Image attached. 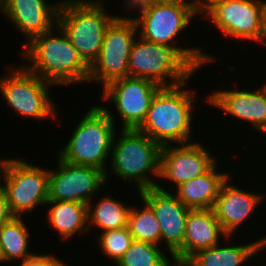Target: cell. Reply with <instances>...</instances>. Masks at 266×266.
Returning <instances> with one entry per match:
<instances>
[{
	"label": "cell",
	"instance_id": "obj_1",
	"mask_svg": "<svg viewBox=\"0 0 266 266\" xmlns=\"http://www.w3.org/2000/svg\"><path fill=\"white\" fill-rule=\"evenodd\" d=\"M18 54L23 59L22 65L29 72L54 86H81V83L86 84L88 81L89 66L58 24L52 30L33 38Z\"/></svg>",
	"mask_w": 266,
	"mask_h": 266
},
{
	"label": "cell",
	"instance_id": "obj_2",
	"mask_svg": "<svg viewBox=\"0 0 266 266\" xmlns=\"http://www.w3.org/2000/svg\"><path fill=\"white\" fill-rule=\"evenodd\" d=\"M130 16L136 23L138 36L156 44L174 47L197 71L218 59L201 46L187 47L178 43L182 34L193 24L194 18H197L186 2H150L137 8Z\"/></svg>",
	"mask_w": 266,
	"mask_h": 266
},
{
	"label": "cell",
	"instance_id": "obj_3",
	"mask_svg": "<svg viewBox=\"0 0 266 266\" xmlns=\"http://www.w3.org/2000/svg\"><path fill=\"white\" fill-rule=\"evenodd\" d=\"M189 83L187 80L175 86L161 87L137 130L161 147L192 142L195 99L198 98L195 97L196 89L189 88Z\"/></svg>",
	"mask_w": 266,
	"mask_h": 266
},
{
	"label": "cell",
	"instance_id": "obj_4",
	"mask_svg": "<svg viewBox=\"0 0 266 266\" xmlns=\"http://www.w3.org/2000/svg\"><path fill=\"white\" fill-rule=\"evenodd\" d=\"M160 151L158 143L137 129H120L111 148L108 165L111 167L105 172L107 184L112 171L113 176L122 183H134L137 193L156 187L160 182L155 181L159 179ZM153 176L157 178L153 179Z\"/></svg>",
	"mask_w": 266,
	"mask_h": 266
},
{
	"label": "cell",
	"instance_id": "obj_5",
	"mask_svg": "<svg viewBox=\"0 0 266 266\" xmlns=\"http://www.w3.org/2000/svg\"><path fill=\"white\" fill-rule=\"evenodd\" d=\"M80 118L57 155L66 162L106 172L118 126L99 104L91 106Z\"/></svg>",
	"mask_w": 266,
	"mask_h": 266
},
{
	"label": "cell",
	"instance_id": "obj_6",
	"mask_svg": "<svg viewBox=\"0 0 266 266\" xmlns=\"http://www.w3.org/2000/svg\"><path fill=\"white\" fill-rule=\"evenodd\" d=\"M108 4L107 0H62L59 6L58 25L89 67L100 53L106 28L118 16L108 13Z\"/></svg>",
	"mask_w": 266,
	"mask_h": 266
},
{
	"label": "cell",
	"instance_id": "obj_7",
	"mask_svg": "<svg viewBox=\"0 0 266 266\" xmlns=\"http://www.w3.org/2000/svg\"><path fill=\"white\" fill-rule=\"evenodd\" d=\"M7 73L0 77V95L6 106L22 119L57 120V106L51 98L53 84L29 72L22 64H5Z\"/></svg>",
	"mask_w": 266,
	"mask_h": 266
},
{
	"label": "cell",
	"instance_id": "obj_8",
	"mask_svg": "<svg viewBox=\"0 0 266 266\" xmlns=\"http://www.w3.org/2000/svg\"><path fill=\"white\" fill-rule=\"evenodd\" d=\"M197 71L174 47L156 44L140 36L134 40L128 60V76L169 87L192 80Z\"/></svg>",
	"mask_w": 266,
	"mask_h": 266
},
{
	"label": "cell",
	"instance_id": "obj_9",
	"mask_svg": "<svg viewBox=\"0 0 266 266\" xmlns=\"http://www.w3.org/2000/svg\"><path fill=\"white\" fill-rule=\"evenodd\" d=\"M127 16L119 14L106 28L100 53L89 67L87 83L101 84L103 89L113 81L128 77V60L138 30L135 21Z\"/></svg>",
	"mask_w": 266,
	"mask_h": 266
},
{
	"label": "cell",
	"instance_id": "obj_10",
	"mask_svg": "<svg viewBox=\"0 0 266 266\" xmlns=\"http://www.w3.org/2000/svg\"><path fill=\"white\" fill-rule=\"evenodd\" d=\"M49 168L22 158H9L3 175L9 209L14 217L35 212L48 202Z\"/></svg>",
	"mask_w": 266,
	"mask_h": 266
},
{
	"label": "cell",
	"instance_id": "obj_11",
	"mask_svg": "<svg viewBox=\"0 0 266 266\" xmlns=\"http://www.w3.org/2000/svg\"><path fill=\"white\" fill-rule=\"evenodd\" d=\"M160 88L161 86L147 79L124 77L108 84L102 89L100 95L103 101H107V104L113 103L117 115L114 116L112 113L114 111L110 110L105 102L100 106L116 126L115 117L119 116L117 119L121 120L119 129L121 127V129H137L144 121L151 102Z\"/></svg>",
	"mask_w": 266,
	"mask_h": 266
},
{
	"label": "cell",
	"instance_id": "obj_12",
	"mask_svg": "<svg viewBox=\"0 0 266 266\" xmlns=\"http://www.w3.org/2000/svg\"><path fill=\"white\" fill-rule=\"evenodd\" d=\"M266 0H221L205 19L210 28L219 29L225 38L259 44L263 32ZM210 19V20H209ZM210 22V23H209ZM212 23V25H211Z\"/></svg>",
	"mask_w": 266,
	"mask_h": 266
},
{
	"label": "cell",
	"instance_id": "obj_13",
	"mask_svg": "<svg viewBox=\"0 0 266 266\" xmlns=\"http://www.w3.org/2000/svg\"><path fill=\"white\" fill-rule=\"evenodd\" d=\"M55 157L56 168L49 169L48 200L87 205L97 194L101 195V189L107 184L103 170L66 162L58 155Z\"/></svg>",
	"mask_w": 266,
	"mask_h": 266
},
{
	"label": "cell",
	"instance_id": "obj_14",
	"mask_svg": "<svg viewBox=\"0 0 266 266\" xmlns=\"http://www.w3.org/2000/svg\"><path fill=\"white\" fill-rule=\"evenodd\" d=\"M192 141L161 147L159 180L166 179L171 186L157 184V188L173 192L175 187L208 172L218 161L202 142ZM164 186V187H163ZM171 187V188H170ZM171 189V190H170Z\"/></svg>",
	"mask_w": 266,
	"mask_h": 266
},
{
	"label": "cell",
	"instance_id": "obj_15",
	"mask_svg": "<svg viewBox=\"0 0 266 266\" xmlns=\"http://www.w3.org/2000/svg\"><path fill=\"white\" fill-rule=\"evenodd\" d=\"M136 194L139 195L137 199L144 200L157 217L160 224L161 245L172 256L175 265L182 266L185 227L191 209L187 208L173 192L157 187L144 189Z\"/></svg>",
	"mask_w": 266,
	"mask_h": 266
},
{
	"label": "cell",
	"instance_id": "obj_16",
	"mask_svg": "<svg viewBox=\"0 0 266 266\" xmlns=\"http://www.w3.org/2000/svg\"><path fill=\"white\" fill-rule=\"evenodd\" d=\"M260 88H259V87ZM252 90L245 88H221L211 90L204 99L208 106L217 108L236 121L248 123V129L266 136V90L263 85ZM258 87V88H257Z\"/></svg>",
	"mask_w": 266,
	"mask_h": 266
},
{
	"label": "cell",
	"instance_id": "obj_17",
	"mask_svg": "<svg viewBox=\"0 0 266 266\" xmlns=\"http://www.w3.org/2000/svg\"><path fill=\"white\" fill-rule=\"evenodd\" d=\"M62 0H0V13L15 30L24 37L21 46L33 38L52 30L58 24L59 6Z\"/></svg>",
	"mask_w": 266,
	"mask_h": 266
},
{
	"label": "cell",
	"instance_id": "obj_18",
	"mask_svg": "<svg viewBox=\"0 0 266 266\" xmlns=\"http://www.w3.org/2000/svg\"><path fill=\"white\" fill-rule=\"evenodd\" d=\"M233 175H230L222 184L219 195L213 206V211L222 229L228 236L237 238L239 228L251 219L259 205L266 200V193L243 189L240 184L234 185ZM254 213V214H253ZM249 219V220H248ZM237 232V233H236Z\"/></svg>",
	"mask_w": 266,
	"mask_h": 266
},
{
	"label": "cell",
	"instance_id": "obj_19",
	"mask_svg": "<svg viewBox=\"0 0 266 266\" xmlns=\"http://www.w3.org/2000/svg\"><path fill=\"white\" fill-rule=\"evenodd\" d=\"M226 237L228 235L222 229L213 209L190 210L183 241V264L197 251L218 245Z\"/></svg>",
	"mask_w": 266,
	"mask_h": 266
},
{
	"label": "cell",
	"instance_id": "obj_20",
	"mask_svg": "<svg viewBox=\"0 0 266 266\" xmlns=\"http://www.w3.org/2000/svg\"><path fill=\"white\" fill-rule=\"evenodd\" d=\"M224 240L218 245L197 251L182 266H247L251 258L258 259L257 255H260L259 240L246 242L247 244L236 240L238 245L233 242V236Z\"/></svg>",
	"mask_w": 266,
	"mask_h": 266
},
{
	"label": "cell",
	"instance_id": "obj_21",
	"mask_svg": "<svg viewBox=\"0 0 266 266\" xmlns=\"http://www.w3.org/2000/svg\"><path fill=\"white\" fill-rule=\"evenodd\" d=\"M219 161L205 174L179 185L173 193L189 209H212L222 184L233 172H221ZM219 169V170H218Z\"/></svg>",
	"mask_w": 266,
	"mask_h": 266
},
{
	"label": "cell",
	"instance_id": "obj_22",
	"mask_svg": "<svg viewBox=\"0 0 266 266\" xmlns=\"http://www.w3.org/2000/svg\"><path fill=\"white\" fill-rule=\"evenodd\" d=\"M47 216L45 220L48 227L59 235L60 241H72L75 235L89 234L87 205L70 201L48 200L46 207Z\"/></svg>",
	"mask_w": 266,
	"mask_h": 266
},
{
	"label": "cell",
	"instance_id": "obj_23",
	"mask_svg": "<svg viewBox=\"0 0 266 266\" xmlns=\"http://www.w3.org/2000/svg\"><path fill=\"white\" fill-rule=\"evenodd\" d=\"M95 196L87 204L88 229L89 232L100 233L108 230H118L127 227L128 214L132 205L120 199H115L112 195ZM99 198V199H98ZM94 201H96L94 203ZM91 225V226H90ZM90 227H94L93 229ZM91 230V231H90Z\"/></svg>",
	"mask_w": 266,
	"mask_h": 266
},
{
	"label": "cell",
	"instance_id": "obj_24",
	"mask_svg": "<svg viewBox=\"0 0 266 266\" xmlns=\"http://www.w3.org/2000/svg\"><path fill=\"white\" fill-rule=\"evenodd\" d=\"M24 216L13 217L0 228V246L5 262H17L34 254L30 251V231Z\"/></svg>",
	"mask_w": 266,
	"mask_h": 266
},
{
	"label": "cell",
	"instance_id": "obj_25",
	"mask_svg": "<svg viewBox=\"0 0 266 266\" xmlns=\"http://www.w3.org/2000/svg\"><path fill=\"white\" fill-rule=\"evenodd\" d=\"M127 227L133 240L161 246L160 224L154 211L144 200L141 199V202L137 203L136 207L135 205L131 206Z\"/></svg>",
	"mask_w": 266,
	"mask_h": 266
},
{
	"label": "cell",
	"instance_id": "obj_26",
	"mask_svg": "<svg viewBox=\"0 0 266 266\" xmlns=\"http://www.w3.org/2000/svg\"><path fill=\"white\" fill-rule=\"evenodd\" d=\"M162 246L133 241L115 266H176L173 258Z\"/></svg>",
	"mask_w": 266,
	"mask_h": 266
},
{
	"label": "cell",
	"instance_id": "obj_27",
	"mask_svg": "<svg viewBox=\"0 0 266 266\" xmlns=\"http://www.w3.org/2000/svg\"><path fill=\"white\" fill-rule=\"evenodd\" d=\"M94 235L96 239L94 241L97 243L96 245H98L96 248L98 247L105 257L113 260L111 262H114V266L134 241L128 227L118 230H108L101 233L96 232Z\"/></svg>",
	"mask_w": 266,
	"mask_h": 266
},
{
	"label": "cell",
	"instance_id": "obj_28",
	"mask_svg": "<svg viewBox=\"0 0 266 266\" xmlns=\"http://www.w3.org/2000/svg\"><path fill=\"white\" fill-rule=\"evenodd\" d=\"M59 256H57V253H34L30 257L15 262L16 264H19V266H50Z\"/></svg>",
	"mask_w": 266,
	"mask_h": 266
},
{
	"label": "cell",
	"instance_id": "obj_29",
	"mask_svg": "<svg viewBox=\"0 0 266 266\" xmlns=\"http://www.w3.org/2000/svg\"><path fill=\"white\" fill-rule=\"evenodd\" d=\"M221 0H185L187 5L190 7L191 11L203 19L205 15L212 10ZM204 13V14H203Z\"/></svg>",
	"mask_w": 266,
	"mask_h": 266
},
{
	"label": "cell",
	"instance_id": "obj_30",
	"mask_svg": "<svg viewBox=\"0 0 266 266\" xmlns=\"http://www.w3.org/2000/svg\"><path fill=\"white\" fill-rule=\"evenodd\" d=\"M14 216L12 215L8 200H7V194L5 191L4 186L2 185L0 187V228L9 222Z\"/></svg>",
	"mask_w": 266,
	"mask_h": 266
},
{
	"label": "cell",
	"instance_id": "obj_31",
	"mask_svg": "<svg viewBox=\"0 0 266 266\" xmlns=\"http://www.w3.org/2000/svg\"><path fill=\"white\" fill-rule=\"evenodd\" d=\"M123 2V3H122ZM121 2L122 4V9L124 12H126L125 15H129L131 14L133 11H135L137 8H139L140 6H143L145 4H148L151 2V0H123ZM125 5V7H124ZM125 8V9H124ZM126 10V11H125Z\"/></svg>",
	"mask_w": 266,
	"mask_h": 266
},
{
	"label": "cell",
	"instance_id": "obj_32",
	"mask_svg": "<svg viewBox=\"0 0 266 266\" xmlns=\"http://www.w3.org/2000/svg\"><path fill=\"white\" fill-rule=\"evenodd\" d=\"M8 158L7 157H2L0 159V187L3 185V175L5 171V167L7 165Z\"/></svg>",
	"mask_w": 266,
	"mask_h": 266
},
{
	"label": "cell",
	"instance_id": "obj_33",
	"mask_svg": "<svg viewBox=\"0 0 266 266\" xmlns=\"http://www.w3.org/2000/svg\"><path fill=\"white\" fill-rule=\"evenodd\" d=\"M261 235V238H257L259 240V253H264L266 251V234ZM265 249V251H263ZM266 266V265H265Z\"/></svg>",
	"mask_w": 266,
	"mask_h": 266
},
{
	"label": "cell",
	"instance_id": "obj_34",
	"mask_svg": "<svg viewBox=\"0 0 266 266\" xmlns=\"http://www.w3.org/2000/svg\"><path fill=\"white\" fill-rule=\"evenodd\" d=\"M65 260H61L60 257H58L50 266H68V263H66Z\"/></svg>",
	"mask_w": 266,
	"mask_h": 266
},
{
	"label": "cell",
	"instance_id": "obj_35",
	"mask_svg": "<svg viewBox=\"0 0 266 266\" xmlns=\"http://www.w3.org/2000/svg\"><path fill=\"white\" fill-rule=\"evenodd\" d=\"M151 2H185V0H151Z\"/></svg>",
	"mask_w": 266,
	"mask_h": 266
},
{
	"label": "cell",
	"instance_id": "obj_36",
	"mask_svg": "<svg viewBox=\"0 0 266 266\" xmlns=\"http://www.w3.org/2000/svg\"><path fill=\"white\" fill-rule=\"evenodd\" d=\"M1 264H7L6 262H5V259H4V257H3V253H2V250H1V246H0V265Z\"/></svg>",
	"mask_w": 266,
	"mask_h": 266
},
{
	"label": "cell",
	"instance_id": "obj_37",
	"mask_svg": "<svg viewBox=\"0 0 266 266\" xmlns=\"http://www.w3.org/2000/svg\"><path fill=\"white\" fill-rule=\"evenodd\" d=\"M262 85L264 86V88L266 90V80H265L264 84H262Z\"/></svg>",
	"mask_w": 266,
	"mask_h": 266
}]
</instances>
